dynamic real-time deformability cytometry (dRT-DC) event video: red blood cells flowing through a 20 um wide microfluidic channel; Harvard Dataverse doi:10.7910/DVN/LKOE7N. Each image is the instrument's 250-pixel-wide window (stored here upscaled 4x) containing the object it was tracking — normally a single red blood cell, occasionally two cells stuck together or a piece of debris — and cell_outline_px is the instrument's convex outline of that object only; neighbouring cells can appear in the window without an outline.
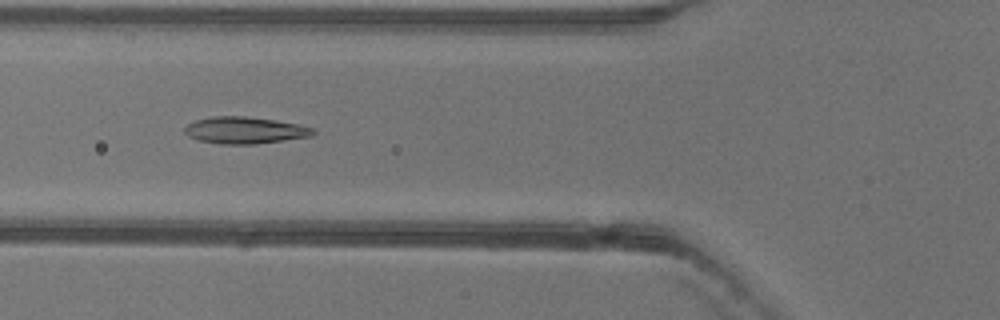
{"species": "common noctule bat (a hibernating species)", "species_latin": "Nyctalus noctula", "temperature_condition": "warm", "stored_images_in_passage": 52, "camera_frame_rate_fps": 3000, "um_per_image_px": 0.085, "animal": {"sex": "female"}, "frame": {"image": 1, "passage_image": 19, "time_ms": 6.0, "image_size_px": [1000, 320], "cell_outline_px": [[316, 132], [312, 136], [256, 144], [220, 144], [200, 140], [188, 136], [184, 132], [184, 128], [188, 124], [196, 120], [212, 116], [244, 116], [276, 120], [296, 124], [312, 128]], "centroid_in_image_um": [20.8, 11.07], "position_along_channel_um": 105.0, "area_um2": 19.94}}
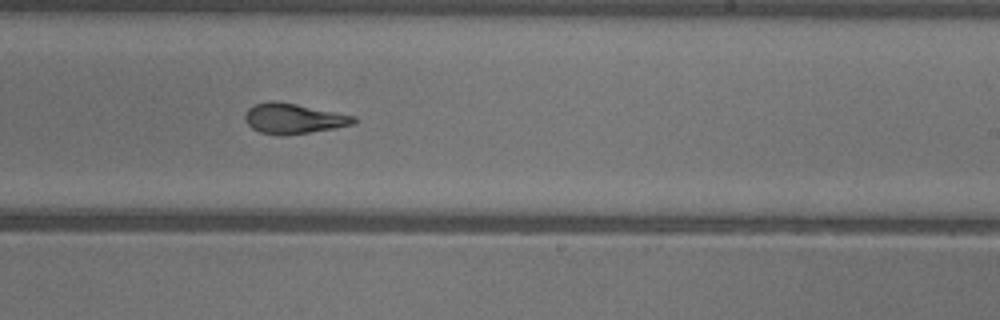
{"frame": {"image": 2, "passage_image": 31, "time_ms": 10.0, "image_size_px": [1000, 320], "cell_outline_px": [[356, 124], [336, 128], [308, 132], [260, 132], [252, 128], [244, 120], [244, 112], [252, 104], [268, 100], [272, 100], [296, 104], [356, 116]], "centroid_in_image_um": [24.94, 10.02], "position_along_channel_um": 264.1, "area_um2": 18.67}}
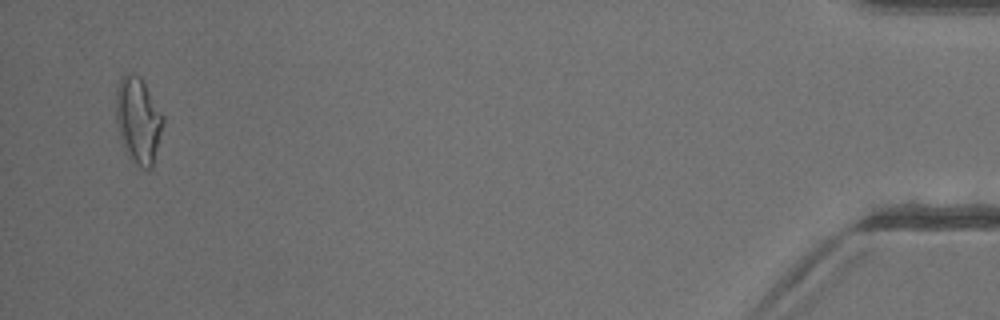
{"frame": {"image": 3, "passage_image": 50, "time_ms": 16.333, "image_size_px": [1000, 320], "cell_outline_px": [[164, 124], [152, 168], [140, 168], [128, 156], [124, 148], [120, 136], [116, 120], [116, 88], [120, 76], [124, 72], [132, 72], [140, 76], [164, 116]], "centroid_in_image_um": [11.74, 10.18], "position_along_channel_um": 423.5, "area_um2": 23.87}, "authors_computed_cell_mechanics": {"area_um2": 19.941, "velocity_mm_per_s": 3.9727, "shape_relaxation_time_tau1_ms": 9.3862, "shape_relaxation_time_tau2_ms": 1.7718, "deformation_change_tau1": 0.2783, "deformation_change_tau2": 0.0989}}